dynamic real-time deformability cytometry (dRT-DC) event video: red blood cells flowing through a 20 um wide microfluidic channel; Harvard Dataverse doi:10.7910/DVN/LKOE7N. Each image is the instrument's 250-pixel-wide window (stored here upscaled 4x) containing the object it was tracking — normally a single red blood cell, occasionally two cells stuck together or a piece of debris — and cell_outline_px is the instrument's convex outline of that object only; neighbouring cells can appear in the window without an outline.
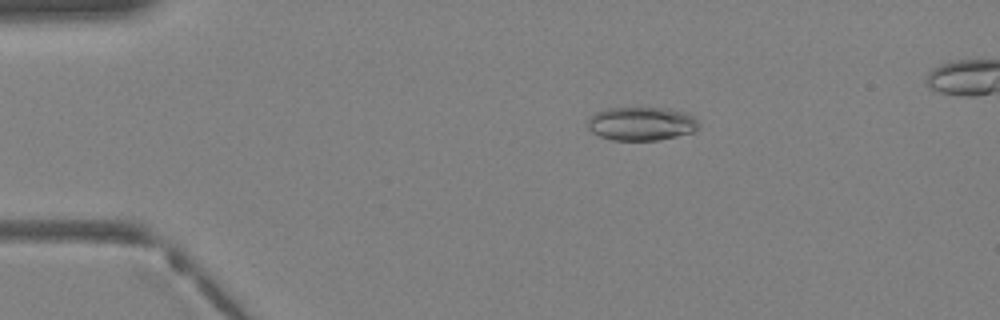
{"species": "Egyptian fruit bat (a non-hibernating species)", "species_latin": "Rousettus aegyptiacus", "temperature_condition": "warm", "stored_images_in_passage": 39, "camera_frame_rate_fps": 3000, "um_per_image_px": 0.085, "animal": {"sex": "female"}, "frame": {"image": 1, "passage_image": 7, "time_ms": 2.0, "image_size_px": [1000, 320], "cell_outline_px": [[700, 124], [692, 132], [676, 136], [656, 140], [612, 140], [600, 136], [592, 132], [588, 128], [588, 120], [596, 112], [608, 108], [668, 108], [688, 112]], "centroid_in_image_um": [54.52, 10.5], "position_along_channel_um": 30.5, "area_um2": 21.62}}
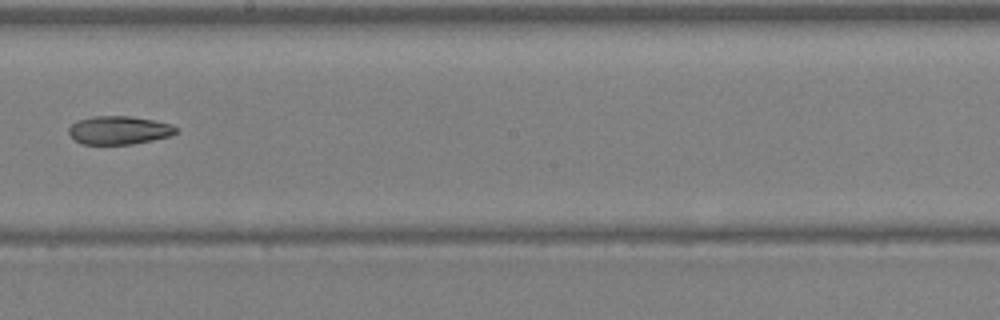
{"frame": {"image": 2, "passage_image": 22, "time_ms": 7.0, "image_size_px": [1000, 320], "cell_outline_px": [[180, 128], [176, 132], [168, 136], [152, 140], [132, 144], [80, 144], [68, 132], [68, 128], [76, 120], [92, 116], [128, 116], [152, 120], [172, 124]], "centroid_in_image_um": [10.1, 11.06], "position_along_channel_um": 238.1, "area_um2": 17.69}}
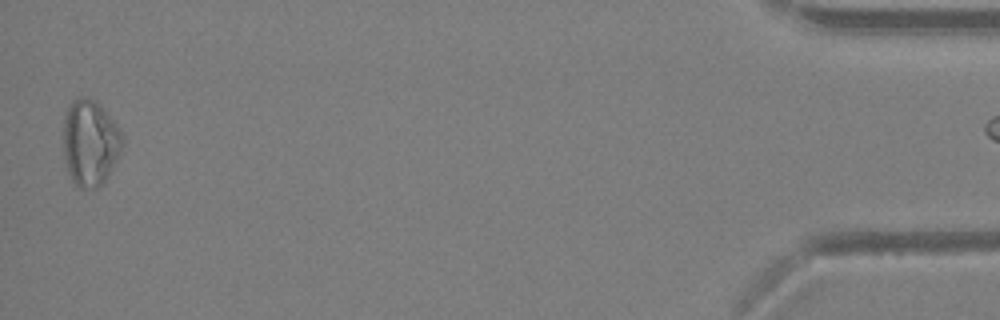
{"frame": {"image": 3, "passage_image": 38, "time_ms": 12.333, "image_size_px": [1000, 320], "cell_outline_px": [[124, 144], [104, 184], [96, 188], [80, 188], [72, 180], [68, 172], [64, 156], [64, 120], [68, 104], [72, 100], [80, 96], [88, 96], [100, 104], [120, 128], [124, 136]], "centroid_in_image_um": [7.68, 12.11], "position_along_channel_um": 427.5, "area_um2": 30.0}}